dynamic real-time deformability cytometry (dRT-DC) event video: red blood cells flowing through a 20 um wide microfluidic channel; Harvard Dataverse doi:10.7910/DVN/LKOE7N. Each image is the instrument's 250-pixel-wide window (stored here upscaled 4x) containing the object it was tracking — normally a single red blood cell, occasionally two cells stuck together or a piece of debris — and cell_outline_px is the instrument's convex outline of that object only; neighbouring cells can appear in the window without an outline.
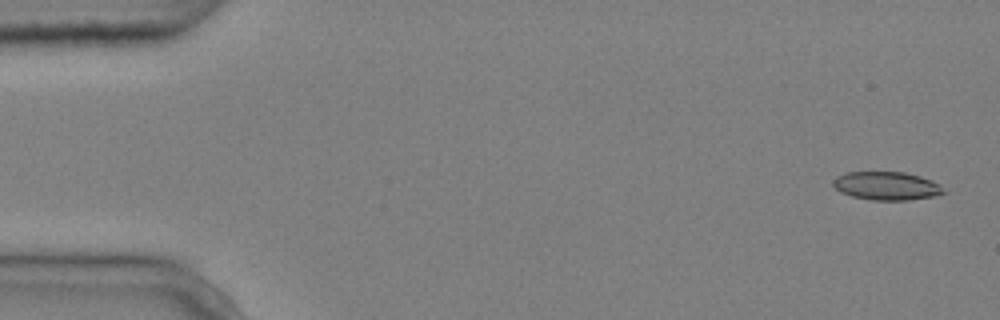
{"species": "common noctule bat (a hibernating species)", "species_latin": "Nyctalus noctula", "temperature_condition": "cold", "stored_images_in_passage": 5, "camera_frame_rate_fps": 3000, "um_per_image_px": 0.085, "animal": {"sex": "male", "body_mass_g": 20.4}, "frame": {"image": 1, "passage_image": 1, "time_ms": 0.0, "image_size_px": [1000, 320], "cell_outline_px": [[948, 192], [936, 196], [908, 200], [872, 200], [852, 196], [840, 192], [832, 184], [832, 180], [836, 176], [844, 172], [904, 172], [920, 176], [932, 180], [940, 184]], "centroid_in_image_um": [75.38, 15.8], "position_along_channel_um": 9.6, "area_um2": 18.5}}
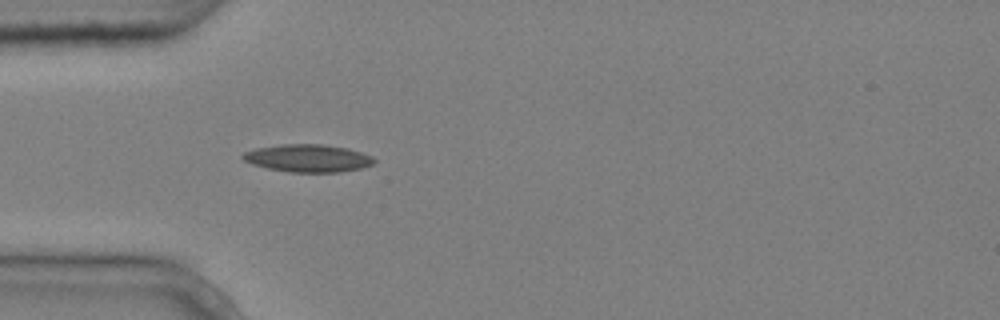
{"frame": {"image": 2, "passage_image": 5, "time_ms": 1.333, "image_size_px": [1000, 320], "cell_outline_px": [[376, 160], [372, 164], [360, 168], [340, 172], [288, 172], [268, 168], [252, 164], [244, 160], [240, 156], [244, 152], [256, 148], [284, 144], [324, 144], [348, 148], [372, 156]], "centroid_in_image_um": [26.17, 13.44], "position_along_channel_um": 58.8, "area_um2": 21.1}}